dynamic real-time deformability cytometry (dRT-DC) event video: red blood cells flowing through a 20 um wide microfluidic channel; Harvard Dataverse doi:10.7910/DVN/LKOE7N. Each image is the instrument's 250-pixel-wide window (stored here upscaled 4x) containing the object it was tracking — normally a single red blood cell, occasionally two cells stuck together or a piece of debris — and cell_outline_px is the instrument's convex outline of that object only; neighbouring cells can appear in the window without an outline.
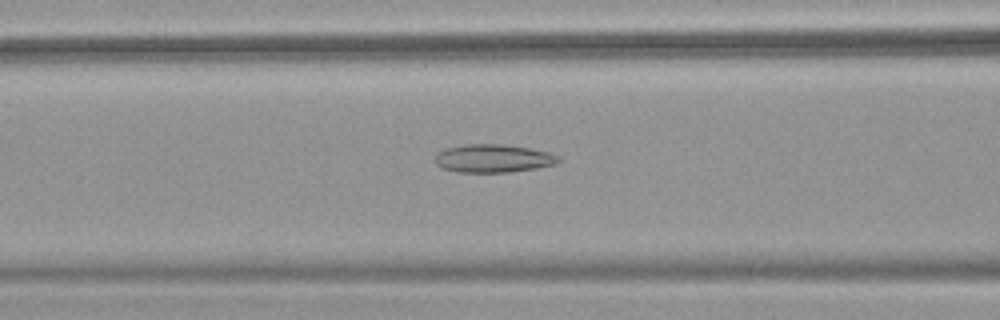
{"species": "common noctule bat (a hibernating species)", "species_latin": "Nyctalus noctula", "temperature_condition": "warm", "stored_images_in_passage": 46, "camera_frame_rate_fps": 3000, "um_per_image_px": 0.085, "animal": {"sex": "female", "body_mass_g": 18.4}, "frame": {"image": 1, "passage_image": 16, "time_ms": 5.0, "image_size_px": [1000, 320], "cell_outline_px": [[564, 160], [556, 164], [536, 168], [508, 172], [456, 172], [440, 168], [432, 160], [436, 152], [444, 148], [464, 144], [500, 144], [528, 148], [548, 152], [560, 156]], "centroid_in_image_um": [41.87, 13.46], "position_along_channel_um": 124.7, "area_um2": 20.63}}
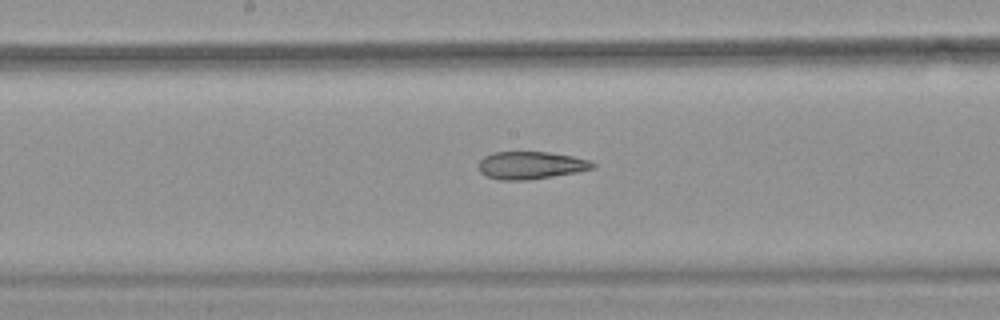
{"frame": {"image": 2, "passage_image": 22, "time_ms": 7.0, "image_size_px": [1000, 320], "cell_outline_px": [[596, 168], [576, 172], [528, 180], [500, 180], [488, 176], [480, 172], [476, 164], [484, 156], [492, 152], [548, 152], [572, 156], [588, 160], [596, 164]], "centroid_in_image_um": [45.09, 14.04], "position_along_channel_um": 203.1, "area_um2": 18.38}}
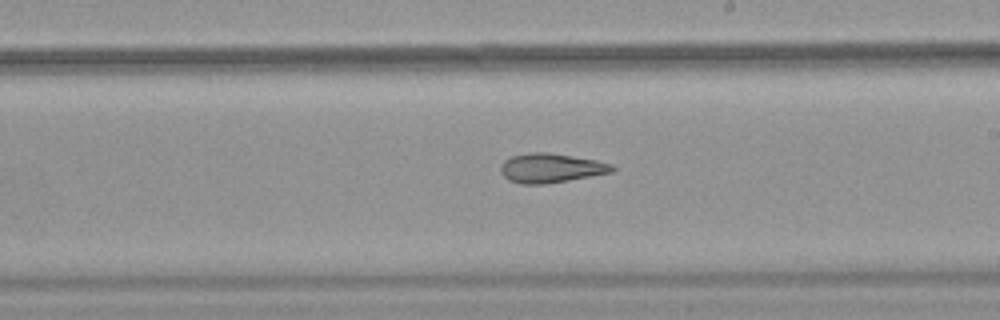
{"frame": {"image": 3, "passage_image": 25, "time_ms": 8.0, "image_size_px": [1000, 320], "cell_outline_px": [[616, 168], [612, 172], [568, 180], [544, 184], [520, 184], [508, 180], [500, 172], [500, 164], [504, 160], [512, 156], [532, 152], [548, 152], [596, 160], [612, 164]], "centroid_in_image_um": [46.79, 14.28], "position_along_channel_um": 242.2, "area_um2": 19.02}, "authors_computed_cell_mechanics": {"area_um2": 21.2704, "velocity_mm_per_s": 3.9333, "shape_relaxation_time_tau1_ms": null, "shape_relaxation_time_tau2_ms": 5.1043, "deformation_change_tau1": null, "deformation_change_tau2": 0.1484}}